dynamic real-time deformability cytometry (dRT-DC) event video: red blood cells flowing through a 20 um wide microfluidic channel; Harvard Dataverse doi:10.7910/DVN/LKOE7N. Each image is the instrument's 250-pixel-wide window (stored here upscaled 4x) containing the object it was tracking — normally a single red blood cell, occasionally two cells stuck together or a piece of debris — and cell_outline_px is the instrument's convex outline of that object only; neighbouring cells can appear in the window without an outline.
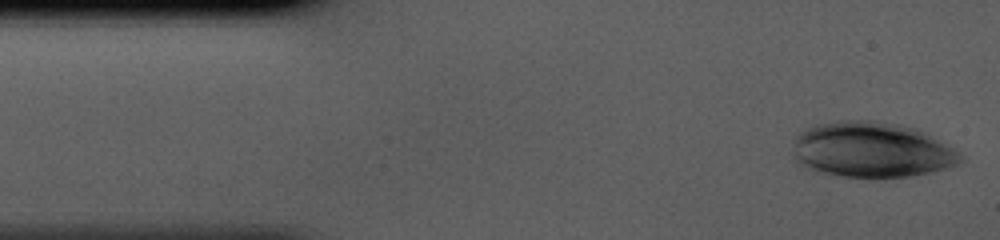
{"species": "human", "species_latin": "Homo sapiens", "temperature_condition": "cold", "stored_images_in_passage": 41, "camera_frame_rate_fps": 3000, "um_per_image_px": 0.085, "donor": {"sex": "male"}, "frame": {"image": 1, "passage_image": 1, "time_ms": 0.0, "image_size_px": [1000, 240], "cell_outline_px": [[964, 160], [956, 164], [932, 172], [912, 176], [836, 176], [816, 172], [804, 168], [792, 160], [792, 156], [796, 136], [800, 132], [816, 124], [844, 120], [872, 120], [896, 124], [912, 128], [924, 132], [952, 148]], "centroid_in_image_um": [74.0, 12.74], "position_along_channel_um": 11.0, "area_um2": 53.87}}
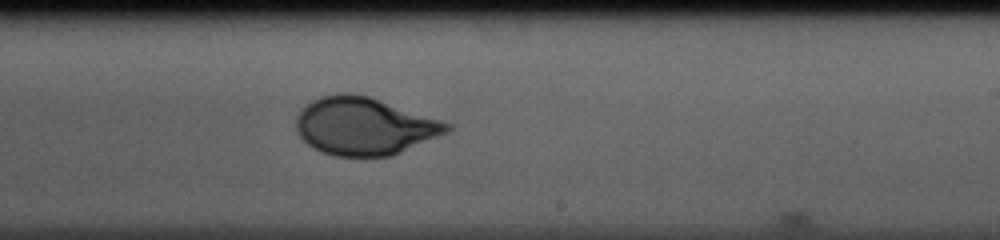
{"frame": {"image": 2, "passage_image": 24, "time_ms": 7.667, "image_size_px": [1000, 240], "cell_outline_px": [[452, 128], [448, 132], [392, 156], [336, 156], [320, 152], [312, 148], [296, 132], [296, 116], [312, 100], [320, 96], [344, 92], [348, 92], [368, 96], [452, 124]], "centroid_in_image_um": [30.94, 10.73], "position_along_channel_um": 258.1, "area_um2": 50.34}}
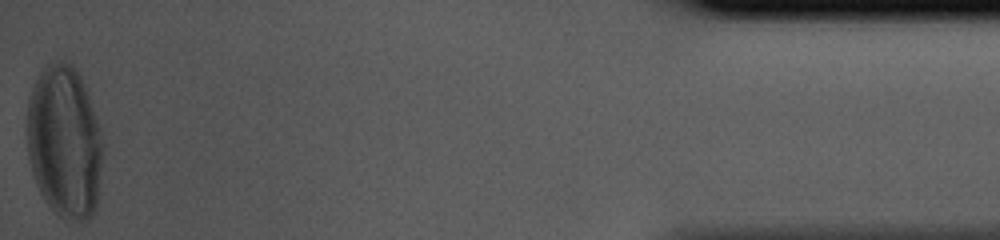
{"frame": {"image": 3, "passage_image": 41, "time_ms": 13.333, "image_size_px": [1000, 240], "cell_outline_px": [[104, 148], [96, 208], [88, 220], [64, 220], [48, 204], [40, 192], [36, 184], [32, 172], [28, 156], [28, 96], [40, 72], [52, 60], [64, 56], [72, 64], [80, 76], [84, 84], [100, 128], [104, 144]], "centroid_in_image_um": [5.5, 12.03], "position_along_channel_um": 429.7, "area_um2": 68.03}}